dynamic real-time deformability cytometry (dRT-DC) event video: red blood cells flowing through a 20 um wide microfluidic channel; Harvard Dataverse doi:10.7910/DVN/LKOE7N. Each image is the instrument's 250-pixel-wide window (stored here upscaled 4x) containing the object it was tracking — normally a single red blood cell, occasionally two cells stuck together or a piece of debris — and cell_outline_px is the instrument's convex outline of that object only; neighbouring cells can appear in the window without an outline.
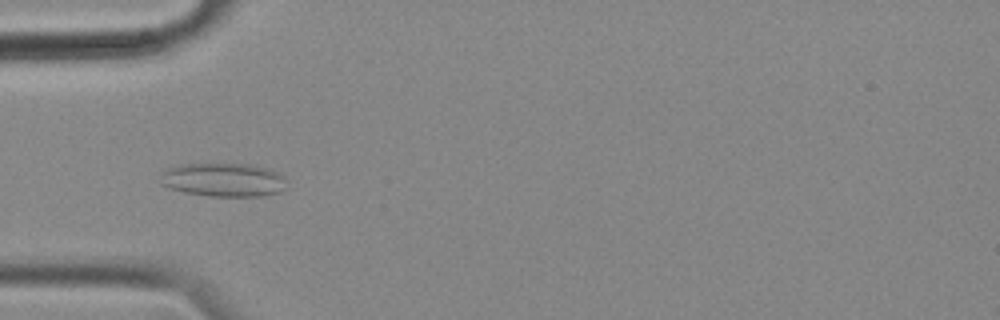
{"species": "common noctule bat (a hibernating species)", "species_latin": "Nyctalus noctula", "temperature_condition": "cold", "stored_images_in_passage": 56, "camera_frame_rate_fps": 3000, "um_per_image_px": 0.085, "animal": {"sex": "female", "body_mass_g": 18.4}, "frame": {"image": 1, "passage_image": 17, "time_ms": 5.333, "image_size_px": [1000, 320], "cell_outline_px": [[284, 188], [280, 192], [264, 196], [208, 196], [184, 192], [168, 188], [160, 184], [164, 172], [168, 168], [180, 164], [252, 164], [268, 168], [284, 176]], "centroid_in_image_um": [18.99, 15.29], "position_along_channel_um": 66.0, "area_um2": 24.74}}
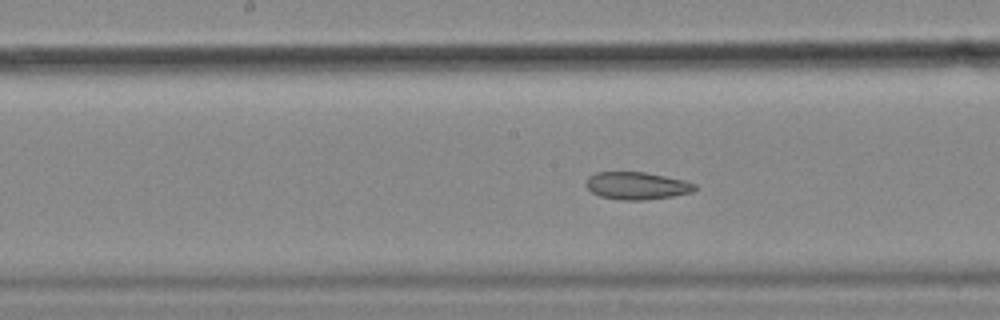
{"frame": {"image": 2, "passage_image": 28, "time_ms": 9.0, "image_size_px": [1000, 320], "cell_outline_px": [[696, 188], [692, 192], [672, 196], [644, 200], [624, 200], [600, 196], [592, 192], [584, 184], [584, 180], [588, 176], [596, 172], [644, 172], [684, 180], [696, 184]], "centroid_in_image_um": [54.09, 15.78], "position_along_channel_um": 194.1, "area_um2": 17.4}}
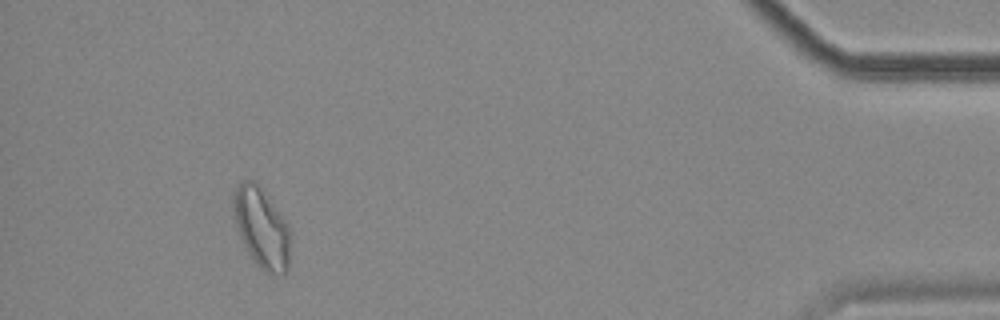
{"frame": {"image": 3, "passage_image": 52, "time_ms": 17.0, "image_size_px": [1000, 320], "cell_outline_px": [[292, 232], [288, 268], [284, 272], [268, 272], [260, 268], [256, 264], [248, 252], [240, 236], [232, 216], [232, 196], [236, 188], [244, 180], [256, 180], [288, 224]], "centroid_in_image_um": [22.23, 19.32], "position_along_channel_um": 413.0, "area_um2": 26.76}, "authors_computed_cell_mechanics": {"area_um2": 22.1374, "velocity_mm_per_s": 3.5154, "shape_relaxation_time_tau1_ms": null, "shape_relaxation_time_tau2_ms": 4.9397, "deformation_change_tau1": null, "deformation_change_tau2": 0.1151}}